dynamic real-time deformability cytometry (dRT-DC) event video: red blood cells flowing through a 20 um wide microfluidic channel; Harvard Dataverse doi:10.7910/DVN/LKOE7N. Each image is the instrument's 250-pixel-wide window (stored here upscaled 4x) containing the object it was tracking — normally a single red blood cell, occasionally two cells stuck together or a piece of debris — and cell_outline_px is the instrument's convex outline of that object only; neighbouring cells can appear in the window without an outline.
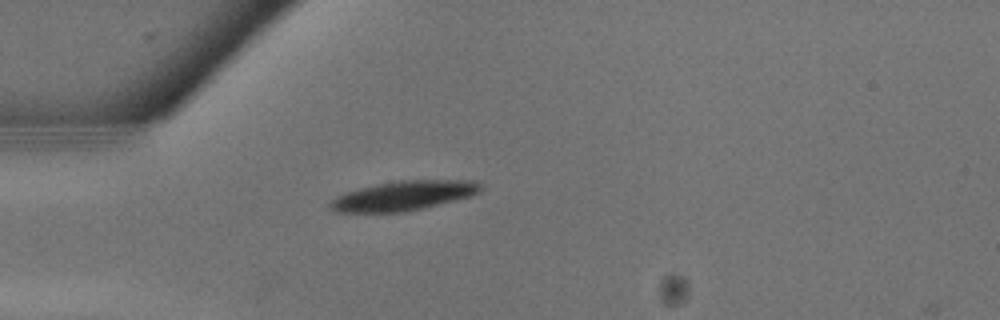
{"species": "common noctule bat (a hibernating species)", "species_latin": "Nyctalus noctula", "temperature_condition": "warm", "stored_images_in_passage": 6, "camera_frame_rate_fps": 3000, "um_per_image_px": 0.085, "animal": {"sex": "male", "body_mass_g": 13.3}, "frame": {"image": 1, "passage_image": 2, "time_ms": 0.333, "image_size_px": [1000, 320], "cell_outline_px": [[484, 188], [480, 192], [468, 196], [424, 208], [404, 212], [336, 212], [328, 204], [336, 196], [360, 188], [376, 184], [400, 180], [476, 180]], "centroid_in_image_um": [34.33, 16.63], "position_along_channel_um": 50.7, "area_um2": 25.66}}
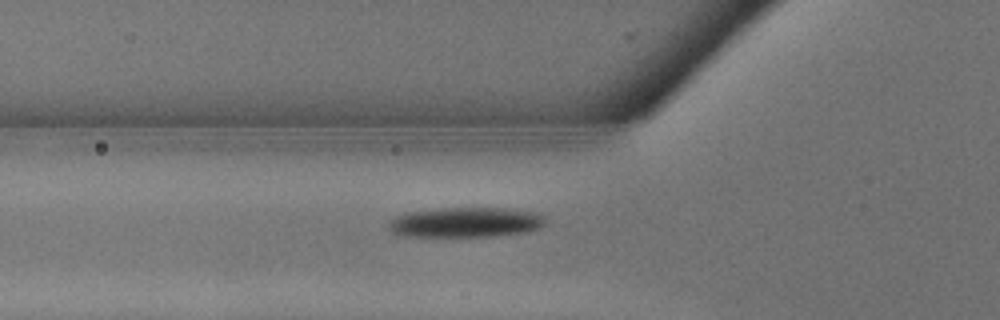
{"frame": {"image": 2, "passage_image": 4, "time_ms": 1.0, "image_size_px": [1000, 320], "cell_outline_px": [[544, 224], [540, 228], [528, 232], [496, 236], [404, 236], [392, 232], [388, 228], [388, 224], [392, 220], [400, 216], [412, 212], [440, 208], [508, 208], [536, 212], [544, 220]], "centroid_in_image_um": [39.63, 18.9], "position_along_channel_um": 86.2, "area_um2": 27.17}}
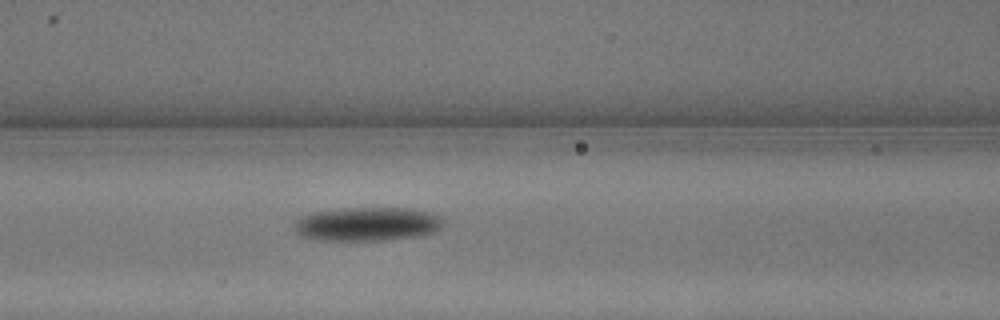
{"frame": {"image": 3, "passage_image": 6, "time_ms": 1.667, "image_size_px": [1000, 320], "cell_outline_px": [[440, 228], [432, 232], [420, 236], [384, 240], [312, 240], [300, 236], [296, 232], [296, 224], [300, 216], [312, 212], [352, 208], [408, 208], [432, 212], [440, 216]], "centroid_in_image_um": [31.2, 19.05], "position_along_channel_um": 135.4, "area_um2": 29.19}}